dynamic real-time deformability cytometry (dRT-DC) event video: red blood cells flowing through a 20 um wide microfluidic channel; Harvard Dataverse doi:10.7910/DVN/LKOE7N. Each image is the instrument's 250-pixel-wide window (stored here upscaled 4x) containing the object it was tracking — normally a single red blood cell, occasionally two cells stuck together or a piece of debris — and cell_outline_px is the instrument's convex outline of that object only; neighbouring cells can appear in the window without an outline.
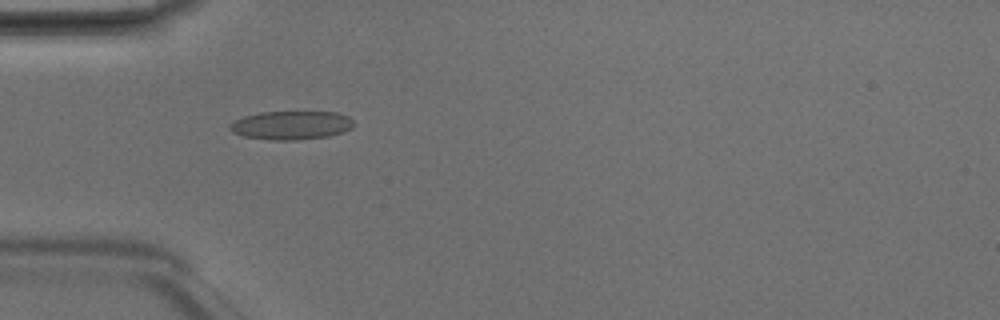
{"species": "Egyptian fruit bat (a non-hibernating species)", "species_latin": "Rousettus aegyptiacus", "temperature_condition": "room temperature", "stored_images_in_passage": 7, "camera_frame_rate_fps": 3000, "um_per_image_px": 0.085, "animal": {"sex": "male"}, "frame": {"image": 1, "passage_image": 4, "time_ms": 1.0, "image_size_px": [1000, 320], "cell_outline_px": [[352, 128], [344, 132], [328, 136], [296, 140], [272, 140], [244, 136], [232, 132], [228, 128], [228, 124], [244, 116], [260, 112], [336, 112], [348, 116], [352, 120]], "centroid_in_image_um": [24.74, 10.64], "position_along_channel_um": 60.3, "area_um2": 20.63}}
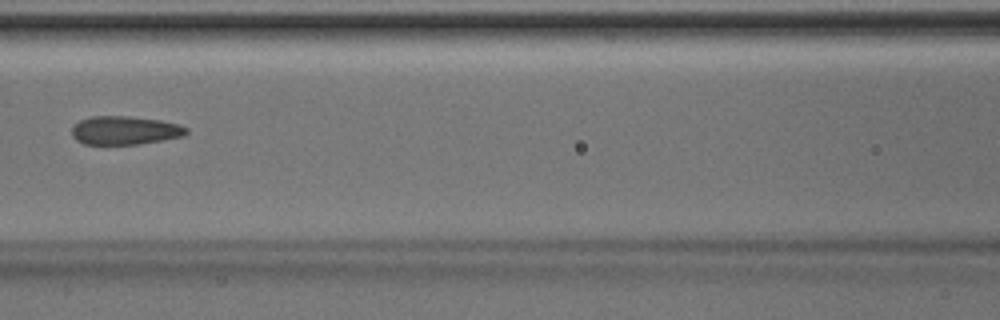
{"frame": {"image": 2, "passage_image": 6, "time_ms": 1.667, "image_size_px": [1000, 320], "cell_outline_px": [[188, 132], [184, 136], [140, 144], [84, 144], [76, 140], [72, 136], [72, 128], [80, 120], [92, 116], [128, 116], [160, 120], [180, 124], [188, 128]], "centroid_in_image_um": [10.63, 11.08], "position_along_channel_um": 156.0, "area_um2": 19.07}}